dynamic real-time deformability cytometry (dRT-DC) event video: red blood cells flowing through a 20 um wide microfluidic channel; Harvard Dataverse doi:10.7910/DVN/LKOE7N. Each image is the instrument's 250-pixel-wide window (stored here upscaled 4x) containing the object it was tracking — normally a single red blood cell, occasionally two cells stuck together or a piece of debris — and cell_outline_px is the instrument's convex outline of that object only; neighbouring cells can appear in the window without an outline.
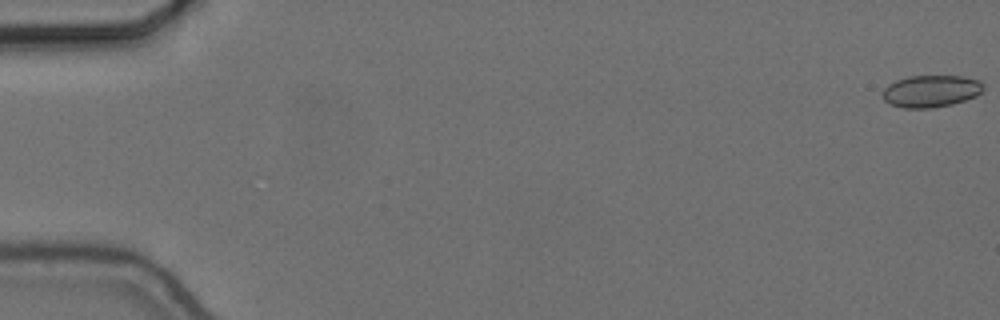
{"species": "common noctule bat (a hibernating species)", "species_latin": "Nyctalus noctula", "temperature_condition": "cold", "stored_images_in_passage": 14, "camera_frame_rate_fps": 3000, "um_per_image_px": 0.085, "animal": {"sex": "female", "body_mass_g": 24.6, "forearm_length_mm": 56.2}, "frame": {"image": 1, "passage_image": 1, "time_ms": 0.0, "image_size_px": [1000, 320], "cell_outline_px": [[984, 88], [976, 96], [952, 104], [932, 108], [904, 108], [892, 104], [884, 100], [884, 88], [888, 84], [896, 80], [908, 76], [964, 76], [980, 80], [984, 84]], "centroid_in_image_um": [79.16, 7.73], "position_along_channel_um": 5.8, "area_um2": 18.79}}